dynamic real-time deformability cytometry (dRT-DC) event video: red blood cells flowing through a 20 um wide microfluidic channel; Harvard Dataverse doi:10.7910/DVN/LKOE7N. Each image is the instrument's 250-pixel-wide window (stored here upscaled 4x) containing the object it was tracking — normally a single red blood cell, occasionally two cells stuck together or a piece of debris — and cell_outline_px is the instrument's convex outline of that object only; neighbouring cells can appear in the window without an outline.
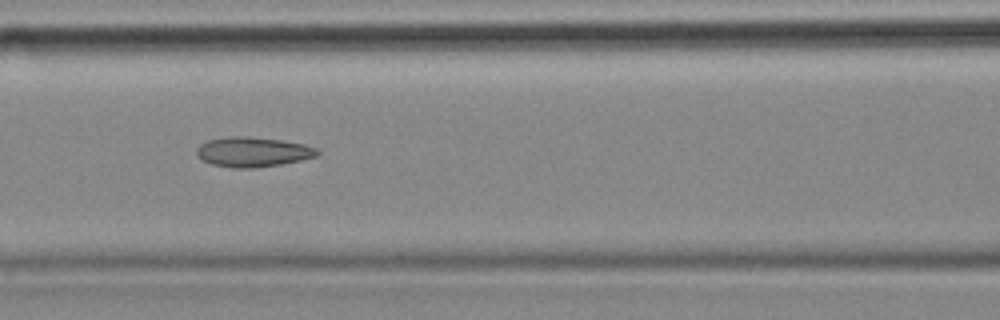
{"species": "common noctule bat (a hibernating species)", "species_latin": "Nyctalus noctula", "temperature_condition": "cold", "stored_images_in_passage": 8, "camera_frame_rate_fps": 3000, "um_per_image_px": 0.085, "animal": {"sex": "female", "body_mass_g": 18.4}, "frame": {"image": 1, "passage_image": 7, "time_ms": 2.0, "image_size_px": [1000, 320], "cell_outline_px": [[320, 152], [316, 156], [300, 160], [280, 164], [252, 168], [232, 168], [212, 164], [204, 160], [196, 152], [196, 148], [200, 144], [208, 140], [228, 136], [248, 136], [280, 140], [304, 144], [316, 148]], "centroid_in_image_um": [21.48, 12.9], "position_along_channel_um": 145.1, "area_um2": 20.81}}
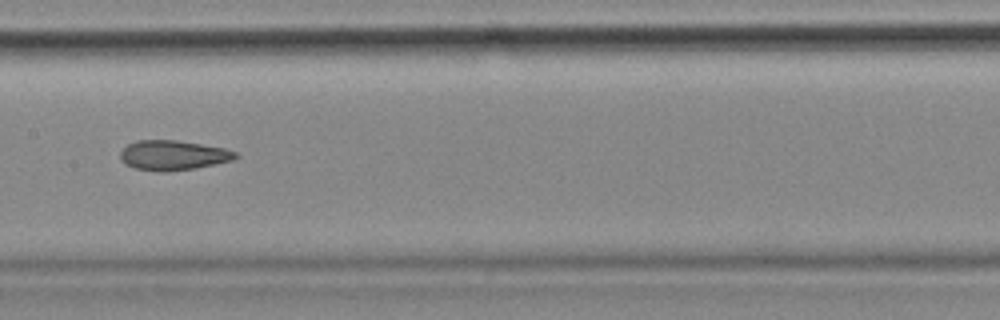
{"frame": {"image": 2, "passage_image": 8, "time_ms": 2.333, "image_size_px": [1000, 320], "cell_outline_px": [[240, 156], [232, 160], [216, 164], [196, 168], [168, 172], [156, 172], [132, 168], [120, 160], [120, 152], [128, 144], [136, 140], [176, 140], [224, 148], [236, 152]], "centroid_in_image_um": [14.69, 13.21], "position_along_channel_um": 192.7, "area_um2": 20.23}}